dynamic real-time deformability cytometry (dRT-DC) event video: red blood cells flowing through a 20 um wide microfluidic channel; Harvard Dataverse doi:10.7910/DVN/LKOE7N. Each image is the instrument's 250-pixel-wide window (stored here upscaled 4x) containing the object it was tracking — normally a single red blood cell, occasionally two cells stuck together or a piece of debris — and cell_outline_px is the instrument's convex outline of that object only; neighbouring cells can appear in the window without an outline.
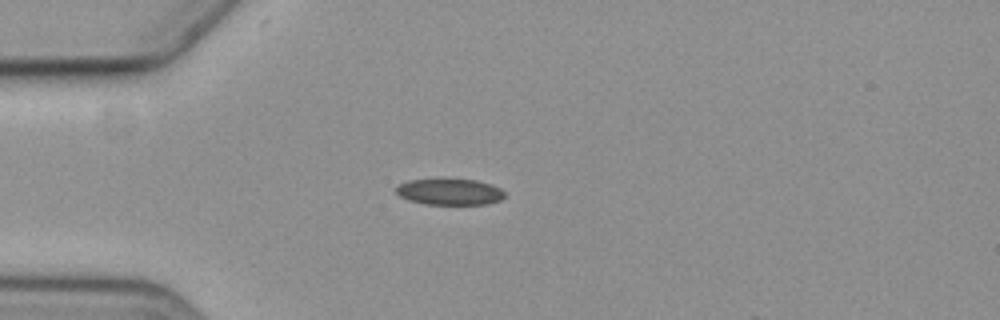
{"species": "common noctule bat (a hibernating species)", "species_latin": "Nyctalus noctula", "temperature_condition": "cold", "stored_images_in_passage": 4, "camera_frame_rate_fps": 3000, "um_per_image_px": 0.085, "animal": {"sex": "female", "body_mass_g": 19.3, "forearm_length_mm": 54.1}, "frame": {"image": 1, "passage_image": 3, "time_ms": 2.667, "image_size_px": [1000, 320], "cell_outline_px": [[504, 196], [500, 200], [488, 204], [424, 204], [408, 200], [400, 196], [396, 192], [396, 184], [408, 180], [444, 176], [476, 180], [500, 188], [504, 192]], "centroid_in_image_um": [38.15, 16.25], "position_along_channel_um": 46.8, "area_um2": 17.34}}